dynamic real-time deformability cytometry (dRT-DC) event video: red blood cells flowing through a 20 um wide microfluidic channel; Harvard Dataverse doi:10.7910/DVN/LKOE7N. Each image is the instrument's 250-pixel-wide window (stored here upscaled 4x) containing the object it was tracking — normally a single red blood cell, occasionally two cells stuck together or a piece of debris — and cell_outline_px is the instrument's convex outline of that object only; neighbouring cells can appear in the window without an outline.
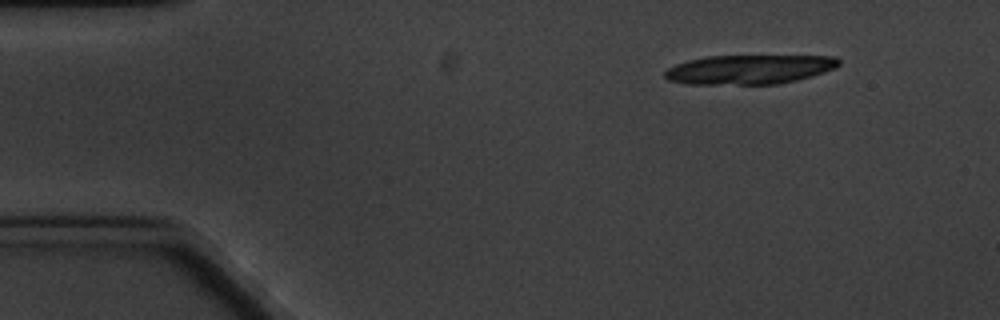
{"species": "common noctule bat (a hibernating species)", "species_latin": "Nyctalus noctula", "temperature_condition": "cold", "stored_images_in_passage": 5, "camera_frame_rate_fps": 3000, "um_per_image_px": 0.085, "animal": {"sex": "male", "body_mass_g": 20.1, "forearm_length_mm": 53.5}, "frame": {"image": 1, "passage_image": 1, "time_ms": 0.0, "image_size_px": [1000, 320], "cell_outline_px": [[840, 64], [836, 68], [812, 76], [796, 80], [776, 84], [688, 84], [668, 80], [664, 76], [664, 72], [668, 68], [676, 64], [688, 60], [708, 56], [836, 56], [840, 60]], "centroid_in_image_um": [63.7, 5.9], "position_along_channel_um": 21.3, "area_um2": 29.71}}